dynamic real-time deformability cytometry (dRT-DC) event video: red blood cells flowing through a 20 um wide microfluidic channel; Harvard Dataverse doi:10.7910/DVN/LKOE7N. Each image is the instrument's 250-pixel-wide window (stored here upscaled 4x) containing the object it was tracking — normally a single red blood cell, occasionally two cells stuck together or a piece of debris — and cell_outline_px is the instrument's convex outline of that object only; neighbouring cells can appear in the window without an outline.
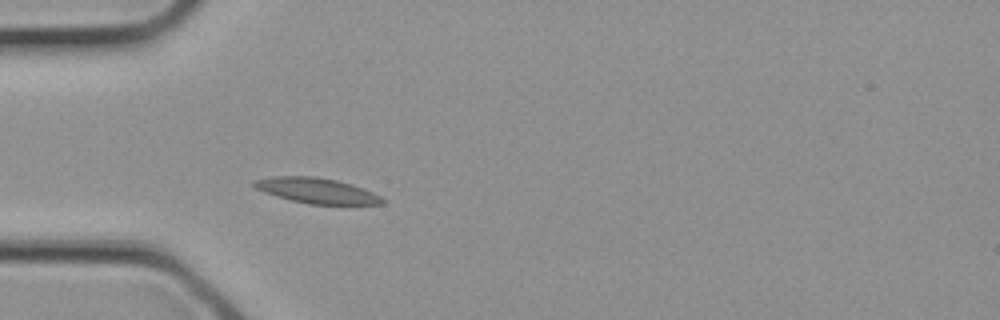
{"species": "common noctule bat (a hibernating species)", "species_latin": "Nyctalus noctula", "temperature_condition": "cold", "stored_images_in_passage": 1, "camera_frame_rate_fps": 3000, "um_per_image_px": 0.085, "animal": {"sex": "female", "body_mass_g": 21.9}, "frame": {"image": 1, "passage_image": 1, "time_ms": 0.0, "image_size_px": [1000, 320], "cell_outline_px": [[384, 204], [308, 204], [276, 196], [264, 192], [256, 188], [252, 184], [252, 180], [276, 176], [316, 176], [336, 180], [352, 184], [372, 192], [380, 196], [384, 200]], "centroid_in_image_um": [26.9, 16.19], "position_along_channel_um": 58.1, "area_um2": 18.84}}